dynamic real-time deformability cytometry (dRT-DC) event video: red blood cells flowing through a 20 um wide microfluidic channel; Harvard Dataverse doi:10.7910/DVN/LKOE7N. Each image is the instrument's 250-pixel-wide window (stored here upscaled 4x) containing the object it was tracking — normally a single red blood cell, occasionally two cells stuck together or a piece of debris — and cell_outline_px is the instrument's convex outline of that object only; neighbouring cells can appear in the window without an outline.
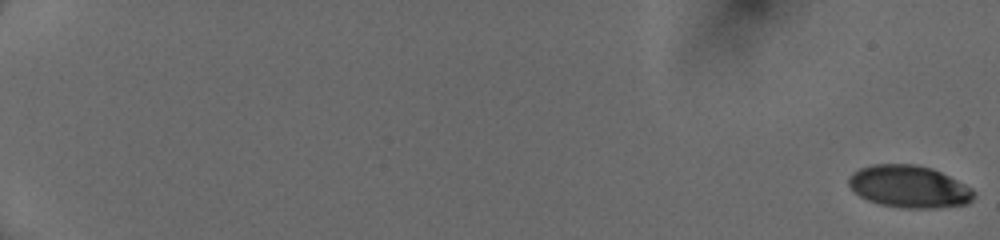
{"species": "human", "species_latin": "Homo sapiens", "temperature_condition": "cold", "stored_images_in_passage": 11, "camera_frame_rate_fps": 3000, "um_per_image_px": 0.085, "donor": {"sex": "female"}, "frame": {"image": 1, "passage_image": 1, "time_ms": 0.0, "image_size_px": [1000, 240], "cell_outline_px": [[976, 196], [968, 204], [936, 208], [900, 208], [880, 204], [868, 200], [860, 196], [848, 184], [848, 176], [852, 172], [860, 168], [872, 164], [916, 164], [932, 168], [972, 188]], "centroid_in_image_um": [77.27, 15.86], "position_along_channel_um": 7.7, "area_um2": 30.92}}